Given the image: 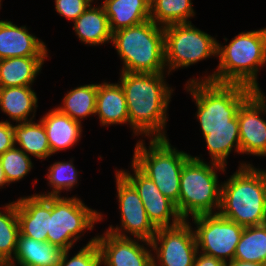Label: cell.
<instances>
[{"instance_id": "1", "label": "cell", "mask_w": 266, "mask_h": 266, "mask_svg": "<svg viewBox=\"0 0 266 266\" xmlns=\"http://www.w3.org/2000/svg\"><path fill=\"white\" fill-rule=\"evenodd\" d=\"M119 73L118 82L126 96L132 136H140L139 139L169 138L166 125L175 91L166 79L170 74Z\"/></svg>"}, {"instance_id": "2", "label": "cell", "mask_w": 266, "mask_h": 266, "mask_svg": "<svg viewBox=\"0 0 266 266\" xmlns=\"http://www.w3.org/2000/svg\"><path fill=\"white\" fill-rule=\"evenodd\" d=\"M223 39L224 44L217 41L219 61L212 73L203 71L202 76L189 78L186 82L241 84L261 91L258 76L260 70L266 66V27L241 31L230 41L226 37Z\"/></svg>"}, {"instance_id": "3", "label": "cell", "mask_w": 266, "mask_h": 266, "mask_svg": "<svg viewBox=\"0 0 266 266\" xmlns=\"http://www.w3.org/2000/svg\"><path fill=\"white\" fill-rule=\"evenodd\" d=\"M236 171L221 181L218 213L243 227L266 223V169L239 161Z\"/></svg>"}, {"instance_id": "4", "label": "cell", "mask_w": 266, "mask_h": 266, "mask_svg": "<svg viewBox=\"0 0 266 266\" xmlns=\"http://www.w3.org/2000/svg\"><path fill=\"white\" fill-rule=\"evenodd\" d=\"M183 87L195 103L200 129L239 128L238 110L255 92L241 84L212 81L186 82Z\"/></svg>"}, {"instance_id": "5", "label": "cell", "mask_w": 266, "mask_h": 266, "mask_svg": "<svg viewBox=\"0 0 266 266\" xmlns=\"http://www.w3.org/2000/svg\"><path fill=\"white\" fill-rule=\"evenodd\" d=\"M226 171L227 167L223 165L205 161L202 154L192 155L185 162L180 178L179 201L176 204L183 220L191 221L190 218L195 216L218 213L222 184L218 174H228Z\"/></svg>"}, {"instance_id": "6", "label": "cell", "mask_w": 266, "mask_h": 266, "mask_svg": "<svg viewBox=\"0 0 266 266\" xmlns=\"http://www.w3.org/2000/svg\"><path fill=\"white\" fill-rule=\"evenodd\" d=\"M112 46L121 60L120 72L165 73L164 27L151 19L112 34Z\"/></svg>"}, {"instance_id": "7", "label": "cell", "mask_w": 266, "mask_h": 266, "mask_svg": "<svg viewBox=\"0 0 266 266\" xmlns=\"http://www.w3.org/2000/svg\"><path fill=\"white\" fill-rule=\"evenodd\" d=\"M148 140V144L146 139L137 140L130 160L177 204L182 168L192 155L171 145L169 138Z\"/></svg>"}, {"instance_id": "8", "label": "cell", "mask_w": 266, "mask_h": 266, "mask_svg": "<svg viewBox=\"0 0 266 266\" xmlns=\"http://www.w3.org/2000/svg\"><path fill=\"white\" fill-rule=\"evenodd\" d=\"M80 196H51V217L47 241L62 250L73 249L88 231L104 221L103 212L92 209Z\"/></svg>"}, {"instance_id": "9", "label": "cell", "mask_w": 266, "mask_h": 266, "mask_svg": "<svg viewBox=\"0 0 266 266\" xmlns=\"http://www.w3.org/2000/svg\"><path fill=\"white\" fill-rule=\"evenodd\" d=\"M217 39L192 22L164 27L165 66L167 72L187 69L198 62L217 57ZM208 58V59H207Z\"/></svg>"}, {"instance_id": "10", "label": "cell", "mask_w": 266, "mask_h": 266, "mask_svg": "<svg viewBox=\"0 0 266 266\" xmlns=\"http://www.w3.org/2000/svg\"><path fill=\"white\" fill-rule=\"evenodd\" d=\"M191 219L198 252L226 263L232 262L244 227L219 213L203 214Z\"/></svg>"}, {"instance_id": "11", "label": "cell", "mask_w": 266, "mask_h": 266, "mask_svg": "<svg viewBox=\"0 0 266 266\" xmlns=\"http://www.w3.org/2000/svg\"><path fill=\"white\" fill-rule=\"evenodd\" d=\"M114 178L120 223L105 230L119 237L151 241L157 229L149 221L138 191L116 168Z\"/></svg>"}, {"instance_id": "12", "label": "cell", "mask_w": 266, "mask_h": 266, "mask_svg": "<svg viewBox=\"0 0 266 266\" xmlns=\"http://www.w3.org/2000/svg\"><path fill=\"white\" fill-rule=\"evenodd\" d=\"M190 220L173 227L158 228L152 240L153 266H193L198 253Z\"/></svg>"}, {"instance_id": "13", "label": "cell", "mask_w": 266, "mask_h": 266, "mask_svg": "<svg viewBox=\"0 0 266 266\" xmlns=\"http://www.w3.org/2000/svg\"><path fill=\"white\" fill-rule=\"evenodd\" d=\"M128 169L117 168L138 191L148 219L153 226L158 229L180 224L183 219L177 211L176 204L164 196L156 184L132 161Z\"/></svg>"}, {"instance_id": "14", "label": "cell", "mask_w": 266, "mask_h": 266, "mask_svg": "<svg viewBox=\"0 0 266 266\" xmlns=\"http://www.w3.org/2000/svg\"><path fill=\"white\" fill-rule=\"evenodd\" d=\"M255 91L237 113L241 155L266 157V95Z\"/></svg>"}, {"instance_id": "15", "label": "cell", "mask_w": 266, "mask_h": 266, "mask_svg": "<svg viewBox=\"0 0 266 266\" xmlns=\"http://www.w3.org/2000/svg\"><path fill=\"white\" fill-rule=\"evenodd\" d=\"M102 266H153L150 241L119 237L106 230L96 234Z\"/></svg>"}, {"instance_id": "16", "label": "cell", "mask_w": 266, "mask_h": 266, "mask_svg": "<svg viewBox=\"0 0 266 266\" xmlns=\"http://www.w3.org/2000/svg\"><path fill=\"white\" fill-rule=\"evenodd\" d=\"M15 201L20 235L46 242L51 217V196L34 193L20 196Z\"/></svg>"}, {"instance_id": "17", "label": "cell", "mask_w": 266, "mask_h": 266, "mask_svg": "<svg viewBox=\"0 0 266 266\" xmlns=\"http://www.w3.org/2000/svg\"><path fill=\"white\" fill-rule=\"evenodd\" d=\"M11 20H0V59L14 57H51L46 43Z\"/></svg>"}, {"instance_id": "18", "label": "cell", "mask_w": 266, "mask_h": 266, "mask_svg": "<svg viewBox=\"0 0 266 266\" xmlns=\"http://www.w3.org/2000/svg\"><path fill=\"white\" fill-rule=\"evenodd\" d=\"M39 120L45 127L52 156L76 147L83 138V125L57 108H50Z\"/></svg>"}, {"instance_id": "19", "label": "cell", "mask_w": 266, "mask_h": 266, "mask_svg": "<svg viewBox=\"0 0 266 266\" xmlns=\"http://www.w3.org/2000/svg\"><path fill=\"white\" fill-rule=\"evenodd\" d=\"M95 116L100 126L128 125L129 116L124 90L119 82L98 83Z\"/></svg>"}, {"instance_id": "20", "label": "cell", "mask_w": 266, "mask_h": 266, "mask_svg": "<svg viewBox=\"0 0 266 266\" xmlns=\"http://www.w3.org/2000/svg\"><path fill=\"white\" fill-rule=\"evenodd\" d=\"M37 96L33 86L0 87V111L8 116L1 121L17 124L35 120L39 106Z\"/></svg>"}, {"instance_id": "21", "label": "cell", "mask_w": 266, "mask_h": 266, "mask_svg": "<svg viewBox=\"0 0 266 266\" xmlns=\"http://www.w3.org/2000/svg\"><path fill=\"white\" fill-rule=\"evenodd\" d=\"M73 31L78 40L86 46L111 44L112 34L108 17L98 3L88 8L73 22Z\"/></svg>"}, {"instance_id": "22", "label": "cell", "mask_w": 266, "mask_h": 266, "mask_svg": "<svg viewBox=\"0 0 266 266\" xmlns=\"http://www.w3.org/2000/svg\"><path fill=\"white\" fill-rule=\"evenodd\" d=\"M63 251L48 241L19 234L14 258L7 266H58Z\"/></svg>"}, {"instance_id": "23", "label": "cell", "mask_w": 266, "mask_h": 266, "mask_svg": "<svg viewBox=\"0 0 266 266\" xmlns=\"http://www.w3.org/2000/svg\"><path fill=\"white\" fill-rule=\"evenodd\" d=\"M50 57L0 59V87L32 86Z\"/></svg>"}, {"instance_id": "24", "label": "cell", "mask_w": 266, "mask_h": 266, "mask_svg": "<svg viewBox=\"0 0 266 266\" xmlns=\"http://www.w3.org/2000/svg\"><path fill=\"white\" fill-rule=\"evenodd\" d=\"M101 5L112 32L150 19V0H102Z\"/></svg>"}, {"instance_id": "25", "label": "cell", "mask_w": 266, "mask_h": 266, "mask_svg": "<svg viewBox=\"0 0 266 266\" xmlns=\"http://www.w3.org/2000/svg\"><path fill=\"white\" fill-rule=\"evenodd\" d=\"M13 124L14 144L31 158L46 161L52 156L47 133L40 120Z\"/></svg>"}, {"instance_id": "26", "label": "cell", "mask_w": 266, "mask_h": 266, "mask_svg": "<svg viewBox=\"0 0 266 266\" xmlns=\"http://www.w3.org/2000/svg\"><path fill=\"white\" fill-rule=\"evenodd\" d=\"M97 91L98 83L77 85L65 93L62 101L55 108L84 124V119L95 116Z\"/></svg>"}, {"instance_id": "27", "label": "cell", "mask_w": 266, "mask_h": 266, "mask_svg": "<svg viewBox=\"0 0 266 266\" xmlns=\"http://www.w3.org/2000/svg\"><path fill=\"white\" fill-rule=\"evenodd\" d=\"M200 132L210 162L227 167L230 154L241 155L239 128L201 129Z\"/></svg>"}, {"instance_id": "28", "label": "cell", "mask_w": 266, "mask_h": 266, "mask_svg": "<svg viewBox=\"0 0 266 266\" xmlns=\"http://www.w3.org/2000/svg\"><path fill=\"white\" fill-rule=\"evenodd\" d=\"M192 0H150V19L157 25L190 23L196 16Z\"/></svg>"}, {"instance_id": "29", "label": "cell", "mask_w": 266, "mask_h": 266, "mask_svg": "<svg viewBox=\"0 0 266 266\" xmlns=\"http://www.w3.org/2000/svg\"><path fill=\"white\" fill-rule=\"evenodd\" d=\"M16 201L0 207V266H7L14 258L19 236Z\"/></svg>"}, {"instance_id": "30", "label": "cell", "mask_w": 266, "mask_h": 266, "mask_svg": "<svg viewBox=\"0 0 266 266\" xmlns=\"http://www.w3.org/2000/svg\"><path fill=\"white\" fill-rule=\"evenodd\" d=\"M55 161L46 170L45 181L50 190L37 194L41 196H61L66 191L71 193L79 185L80 171L74 165V158Z\"/></svg>"}, {"instance_id": "31", "label": "cell", "mask_w": 266, "mask_h": 266, "mask_svg": "<svg viewBox=\"0 0 266 266\" xmlns=\"http://www.w3.org/2000/svg\"><path fill=\"white\" fill-rule=\"evenodd\" d=\"M234 260L266 263V223L244 227L235 250Z\"/></svg>"}, {"instance_id": "32", "label": "cell", "mask_w": 266, "mask_h": 266, "mask_svg": "<svg viewBox=\"0 0 266 266\" xmlns=\"http://www.w3.org/2000/svg\"><path fill=\"white\" fill-rule=\"evenodd\" d=\"M0 162L9 185L25 179L34 167L32 158L16 146L0 155Z\"/></svg>"}, {"instance_id": "33", "label": "cell", "mask_w": 266, "mask_h": 266, "mask_svg": "<svg viewBox=\"0 0 266 266\" xmlns=\"http://www.w3.org/2000/svg\"><path fill=\"white\" fill-rule=\"evenodd\" d=\"M80 249L70 255L72 249L63 251L58 266H102L100 249L96 242V235L83 245Z\"/></svg>"}, {"instance_id": "34", "label": "cell", "mask_w": 266, "mask_h": 266, "mask_svg": "<svg viewBox=\"0 0 266 266\" xmlns=\"http://www.w3.org/2000/svg\"><path fill=\"white\" fill-rule=\"evenodd\" d=\"M56 13L74 22L91 4L89 0H54Z\"/></svg>"}, {"instance_id": "35", "label": "cell", "mask_w": 266, "mask_h": 266, "mask_svg": "<svg viewBox=\"0 0 266 266\" xmlns=\"http://www.w3.org/2000/svg\"><path fill=\"white\" fill-rule=\"evenodd\" d=\"M14 146L13 124L0 120V155Z\"/></svg>"}, {"instance_id": "36", "label": "cell", "mask_w": 266, "mask_h": 266, "mask_svg": "<svg viewBox=\"0 0 266 266\" xmlns=\"http://www.w3.org/2000/svg\"><path fill=\"white\" fill-rule=\"evenodd\" d=\"M193 266H227V263L216 259L213 256L198 252L195 257Z\"/></svg>"}, {"instance_id": "37", "label": "cell", "mask_w": 266, "mask_h": 266, "mask_svg": "<svg viewBox=\"0 0 266 266\" xmlns=\"http://www.w3.org/2000/svg\"><path fill=\"white\" fill-rule=\"evenodd\" d=\"M227 266H265L264 264L254 263V262H244L240 260H233L227 263Z\"/></svg>"}, {"instance_id": "38", "label": "cell", "mask_w": 266, "mask_h": 266, "mask_svg": "<svg viewBox=\"0 0 266 266\" xmlns=\"http://www.w3.org/2000/svg\"><path fill=\"white\" fill-rule=\"evenodd\" d=\"M6 186L9 187L10 185L5 178L4 171L0 162V189L6 188Z\"/></svg>"}, {"instance_id": "39", "label": "cell", "mask_w": 266, "mask_h": 266, "mask_svg": "<svg viewBox=\"0 0 266 266\" xmlns=\"http://www.w3.org/2000/svg\"><path fill=\"white\" fill-rule=\"evenodd\" d=\"M92 4L99 3L98 0H89Z\"/></svg>"}, {"instance_id": "40", "label": "cell", "mask_w": 266, "mask_h": 266, "mask_svg": "<svg viewBox=\"0 0 266 266\" xmlns=\"http://www.w3.org/2000/svg\"><path fill=\"white\" fill-rule=\"evenodd\" d=\"M2 4H3V3H2V0H0V10H1V8H2Z\"/></svg>"}]
</instances>
